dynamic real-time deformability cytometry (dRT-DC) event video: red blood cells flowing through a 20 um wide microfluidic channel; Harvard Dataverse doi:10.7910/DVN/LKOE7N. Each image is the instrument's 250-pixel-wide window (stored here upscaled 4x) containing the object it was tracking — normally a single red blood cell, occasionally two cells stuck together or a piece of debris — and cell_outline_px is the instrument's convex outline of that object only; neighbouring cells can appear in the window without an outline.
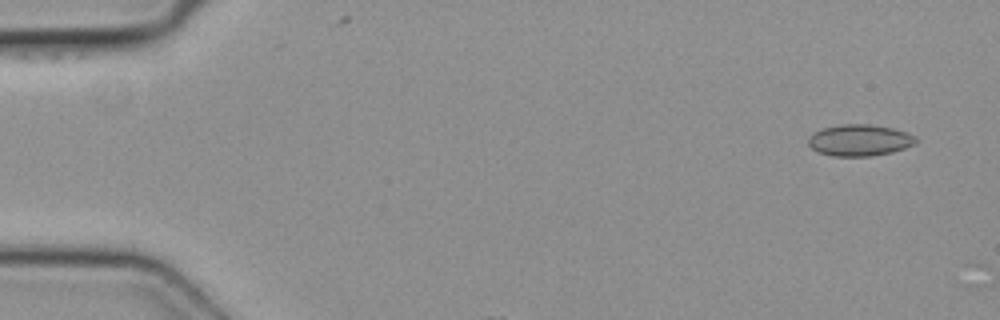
{"species": "common noctule bat (a hibernating species)", "species_latin": "Nyctalus noctula", "temperature_condition": "cold", "stored_images_in_passage": 2, "camera_frame_rate_fps": 3000, "um_per_image_px": 0.085, "animal": {"sex": "female", "body_mass_g": 19.3, "forearm_length_mm": 54.1}, "frame": {"image": 1, "passage_image": 1, "time_ms": 0.0, "image_size_px": [1000, 320], "cell_outline_px": [[916, 144], [892, 152], [872, 156], [832, 156], [820, 152], [812, 148], [808, 144], [808, 136], [824, 128], [844, 124], [868, 124], [892, 128], [908, 132], [916, 136]], "centroid_in_image_um": [73.09, 11.92], "position_along_channel_um": 11.9, "area_um2": 19.65}}